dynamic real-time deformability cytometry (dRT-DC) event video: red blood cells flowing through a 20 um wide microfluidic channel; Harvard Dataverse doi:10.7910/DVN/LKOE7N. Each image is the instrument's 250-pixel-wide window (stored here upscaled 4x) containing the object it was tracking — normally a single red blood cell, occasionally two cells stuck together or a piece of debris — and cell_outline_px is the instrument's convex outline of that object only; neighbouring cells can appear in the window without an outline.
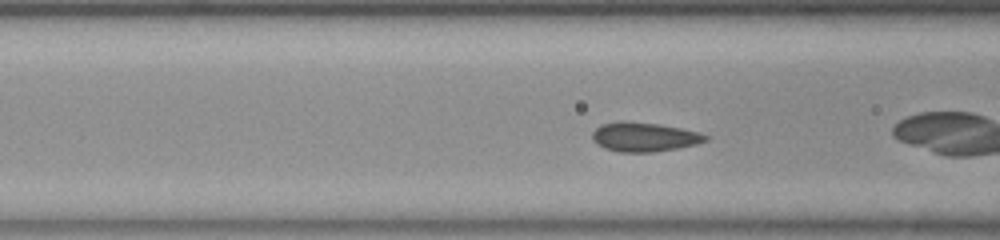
{"species": "common noctule bat (a hibernating species)", "species_latin": "Nyctalus noctula", "temperature_condition": "room temperature", "stored_images_in_passage": 39, "camera_frame_rate_fps": 3000, "um_per_image_px": 0.085, "animal": {"sex": "female", "body_mass_g": 23.0, "forearm_length_mm": 53.4}, "frame": {"image": 1, "passage_image": 5, "time_ms": 1.333, "image_size_px": [1000, 240], "cell_outline_px": [[708, 140], [696, 144], [676, 148], [652, 152], [620, 152], [604, 148], [596, 144], [592, 140], [592, 132], [600, 124], [656, 124], [680, 128], [696, 132], [708, 136]], "centroid_in_image_um": [54.75, 11.69], "position_along_channel_um": 111.8, "area_um2": 18.38}}
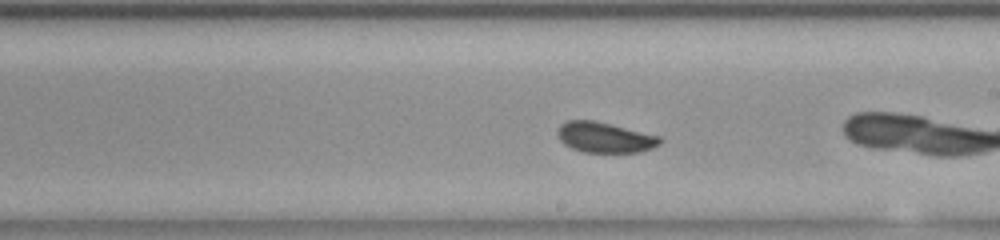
{"frame": {"image": 2, "passage_image": 15, "time_ms": 4.667, "image_size_px": [1000, 240], "cell_outline_px": [[664, 140], [660, 144], [652, 148], [640, 152], [584, 152], [572, 148], [564, 144], [560, 140], [556, 132], [560, 124], [568, 120], [592, 120], [660, 136]], "centroid_in_image_um": [51.4, 11.68], "position_along_channel_um": 237.6, "area_um2": 18.09}}
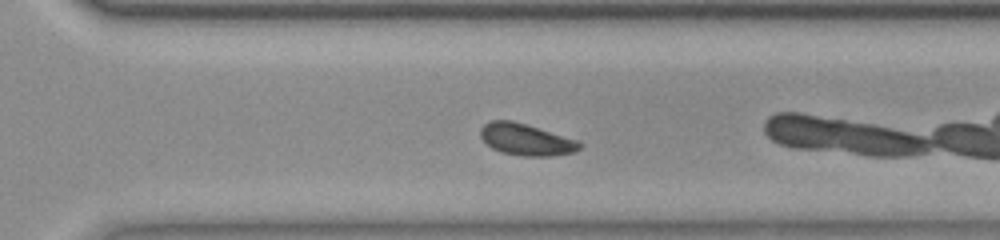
{"frame": {"image": 3, "passage_image": 22, "time_ms": 7.0, "image_size_px": [1000, 240], "cell_outline_px": [[584, 144], [576, 152], [552, 156], [524, 156], [504, 152], [492, 148], [480, 136], [480, 128], [484, 124], [492, 120], [512, 120], [580, 140]], "centroid_in_image_um": [44.77, 11.86], "position_along_channel_um": 325.8, "area_um2": 18.38}, "authors_computed_cell_mechanics": {"area_um2": 18.0336, "velocity_mm_per_s": 3.7772, "shape_relaxation_time_tau1_ms": 4.723, "shape_relaxation_time_tau2_ms": null, "deformation_change_tau1": 0.0751, "deformation_change_tau2": null}}